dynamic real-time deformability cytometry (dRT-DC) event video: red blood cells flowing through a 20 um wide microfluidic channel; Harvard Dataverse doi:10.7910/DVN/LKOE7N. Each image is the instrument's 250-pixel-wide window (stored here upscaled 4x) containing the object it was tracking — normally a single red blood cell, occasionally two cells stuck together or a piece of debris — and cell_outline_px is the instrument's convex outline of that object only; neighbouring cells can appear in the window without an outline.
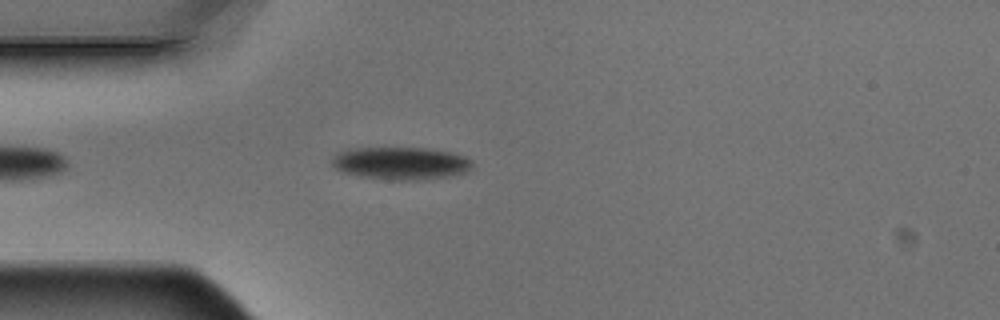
{"species": "Egyptian fruit bat (a non-hibernating species)", "species_latin": "Rousettus aegyptiacus", "temperature_condition": "warm", "stored_images_in_passage": 2, "camera_frame_rate_fps": 3000, "um_per_image_px": 0.085, "animal": {"sex": "male"}, "frame": {"image": 1, "passage_image": 2, "time_ms": 0.333, "image_size_px": [1000, 320], "cell_outline_px": [[472, 168], [468, 172], [452, 176], [428, 180], [388, 180], [360, 176], [344, 172], [336, 168], [332, 164], [332, 156], [336, 152], [348, 148], [428, 148], [452, 152], [464, 156], [472, 160]], "centroid_in_image_um": [34.1, 13.88], "position_along_channel_um": 50.9, "area_um2": 27.17}}